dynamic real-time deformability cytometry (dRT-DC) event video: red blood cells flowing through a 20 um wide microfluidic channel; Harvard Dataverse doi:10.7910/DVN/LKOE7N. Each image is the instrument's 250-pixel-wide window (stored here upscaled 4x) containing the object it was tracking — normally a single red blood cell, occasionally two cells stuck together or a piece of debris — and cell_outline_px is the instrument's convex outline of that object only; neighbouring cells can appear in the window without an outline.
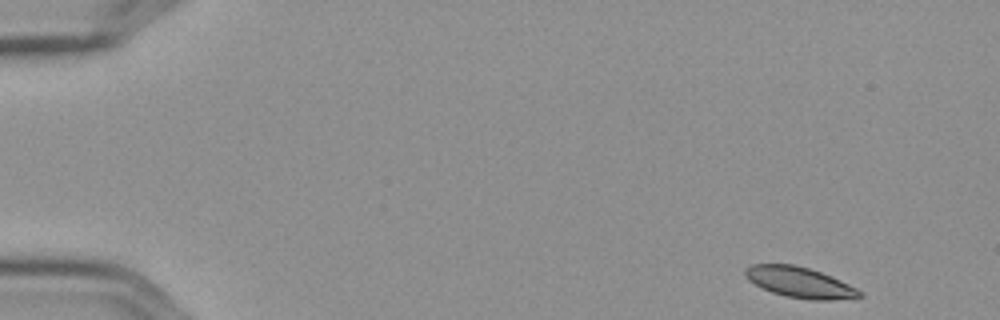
{"species": "Egyptian fruit bat (a non-hibernating species)", "species_latin": "Rousettus aegyptiacus", "temperature_condition": "cold", "stored_images_in_passage": 5, "camera_frame_rate_fps": 3000, "um_per_image_px": 0.085, "frame": {"image": 1, "passage_image": 1, "time_ms": 0.0, "image_size_px": [1000, 320], "cell_outline_px": [[864, 296], [832, 300], [808, 300], [784, 296], [772, 292], [748, 280], [744, 276], [744, 268], [752, 264], [792, 264], [808, 268], [832, 276], [856, 288]], "centroid_in_image_um": [67.94, 24.0], "position_along_channel_um": 17.1, "area_um2": 20.35}}
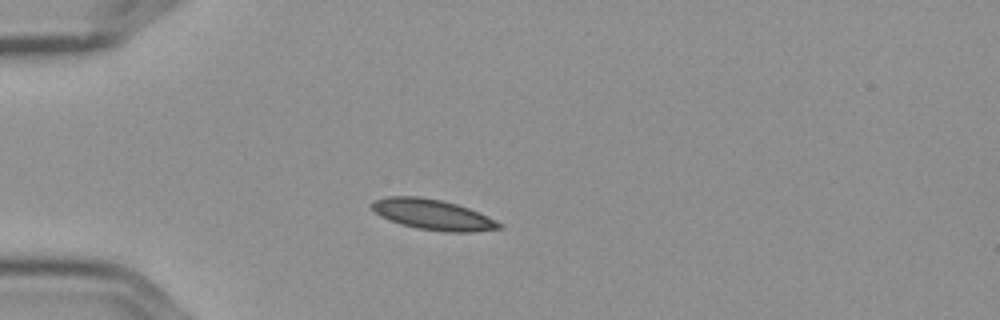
{"frame": {"image": 2, "passage_image": 4, "time_ms": 1.0, "image_size_px": [1000, 320], "cell_outline_px": [[500, 228], [472, 232], [444, 232], [416, 228], [400, 224], [380, 216], [368, 204], [372, 200], [388, 196], [420, 196], [440, 200], [456, 204], [468, 208], [496, 220], [500, 224]], "centroid_in_image_um": [36.72, 18.23], "position_along_channel_um": 48.3, "area_um2": 22.54}}